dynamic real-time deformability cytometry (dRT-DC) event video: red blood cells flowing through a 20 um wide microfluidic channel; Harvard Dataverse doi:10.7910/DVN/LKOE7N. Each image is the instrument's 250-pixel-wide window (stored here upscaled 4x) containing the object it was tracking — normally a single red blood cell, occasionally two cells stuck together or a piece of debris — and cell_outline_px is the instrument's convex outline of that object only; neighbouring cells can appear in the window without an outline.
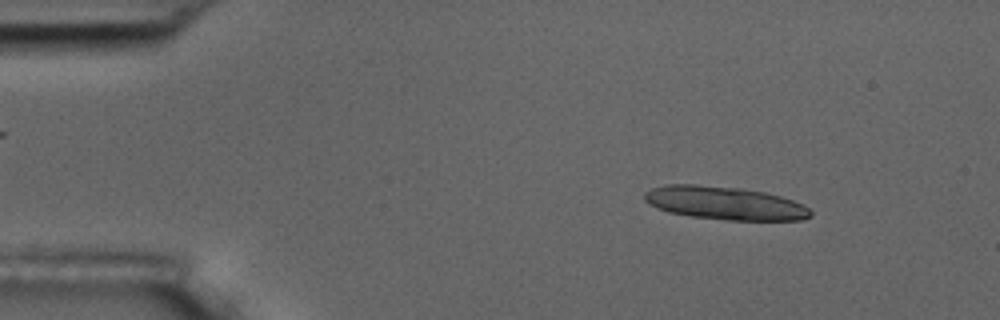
{"species": "common noctule bat (a hibernating species)", "species_latin": "Nyctalus noctula", "temperature_condition": "room temperature", "stored_images_in_passage": 5, "segment_of_instrument_passage": [1, 2], "camera_frame_rate_fps": 3000, "um_per_image_px": 0.085, "animal": {"sex": "male", "body_mass_g": 17.5, "forearm_length_mm": 52.3}, "frame": {"image": 1, "passage_image": 2, "time_ms": 1.333, "image_size_px": [1000, 320], "cell_outline_px": [[812, 216], [800, 220], [724, 220], [692, 216], [668, 212], [648, 204], [644, 200], [644, 192], [652, 188], [664, 184], [696, 184], [740, 188], [764, 192], [780, 196], [792, 200], [808, 208], [812, 212]], "centroid_in_image_um": [61.56, 17.26], "position_along_channel_um": 23.4, "area_um2": 32.14}}